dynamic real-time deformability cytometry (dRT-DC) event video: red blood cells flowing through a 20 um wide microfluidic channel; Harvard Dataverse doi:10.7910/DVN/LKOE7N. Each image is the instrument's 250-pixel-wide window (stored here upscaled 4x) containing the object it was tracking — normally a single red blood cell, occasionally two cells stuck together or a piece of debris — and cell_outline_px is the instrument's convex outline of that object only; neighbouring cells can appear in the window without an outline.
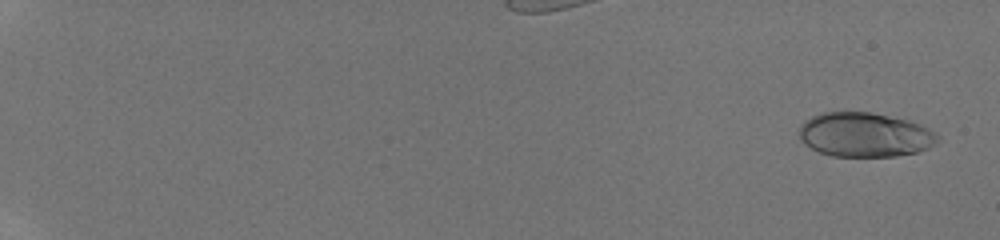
{"species": "human", "species_latin": "Homo sapiens", "temperature_condition": "room temperature", "stored_images_in_passage": 53, "camera_frame_rate_fps": 3000, "um_per_image_px": 0.085, "donor": {"sex": "male"}, "frame": {"image": 1, "passage_image": 3, "time_ms": 0.667, "image_size_px": [1000, 240], "cell_outline_px": [[940, 140], [928, 148], [916, 152], [896, 156], [832, 156], [820, 152], [804, 144], [800, 140], [800, 124], [804, 120], [820, 112], [872, 112], [908, 120], [928, 128], [936, 132], [940, 136]], "centroid_in_image_um": [73.51, 11.45], "position_along_channel_um": 11.5, "area_um2": 35.95}}
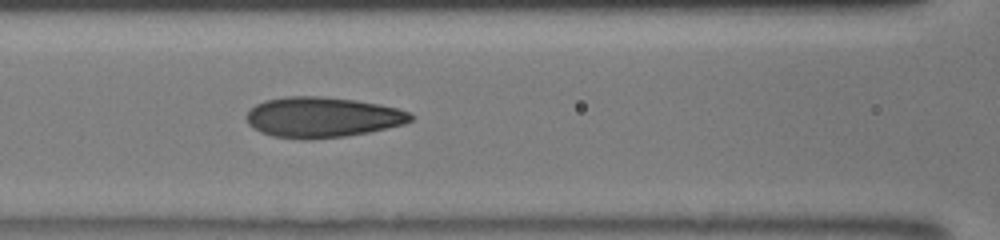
{"frame": {"image": 2, "passage_image": 28, "time_ms": 9.0, "image_size_px": [1000, 240], "cell_outline_px": [[416, 116], [412, 120], [404, 124], [368, 132], [344, 136], [304, 140], [272, 136], [260, 132], [252, 128], [248, 124], [244, 116], [256, 104], [264, 100], [284, 96], [320, 96], [356, 100], [380, 104], [412, 112]], "centroid_in_image_um": [27.38, 9.96], "position_along_channel_um": 139.2, "area_um2": 39.02}}
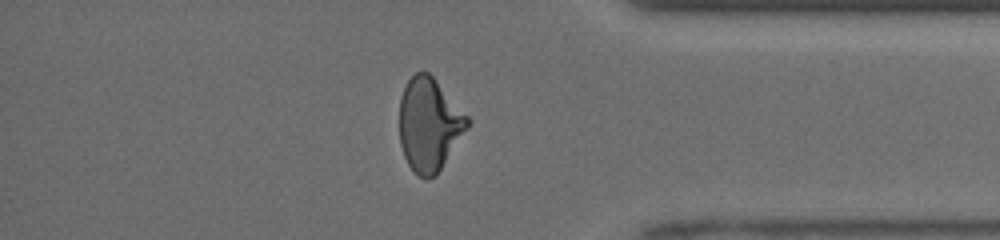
{"frame": {"image": 3, "passage_image": 47, "time_ms": 15.333, "image_size_px": [1000, 240], "cell_outline_px": [[472, 120], [468, 128], [436, 176], [420, 176], [408, 164], [404, 156], [400, 144], [400, 96], [408, 80], [416, 72], [428, 72], [432, 76]], "centroid_in_image_um": [36.49, 10.57], "position_along_channel_um": 398.7, "area_um2": 36.59}, "authors_computed_cell_mechanics": {"area_um2": 36.703, "velocity_mm_per_s": 4.259, "shape_relaxation_time_tau1_ms": 7.8808, "shape_relaxation_time_tau2_ms": 0.7873, "deformation_change_tau1": 0.2486, "deformation_change_tau2": 0.0703}}